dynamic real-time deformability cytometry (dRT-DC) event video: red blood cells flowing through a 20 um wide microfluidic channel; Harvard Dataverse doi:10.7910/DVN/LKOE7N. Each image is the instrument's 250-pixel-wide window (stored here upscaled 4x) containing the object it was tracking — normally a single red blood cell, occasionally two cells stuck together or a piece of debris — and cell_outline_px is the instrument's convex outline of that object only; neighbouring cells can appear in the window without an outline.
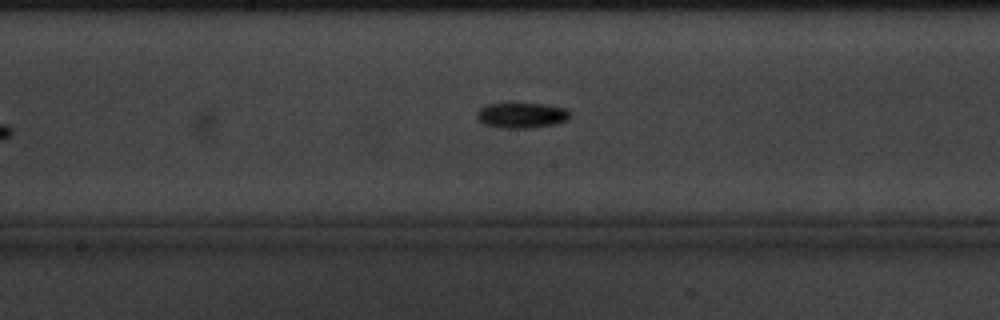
{"species": "common noctule bat (a hibernating species)", "species_latin": "Nyctalus noctula", "temperature_condition": "cold", "stored_images_in_passage": 10, "camera_frame_rate_fps": 3000, "um_per_image_px": 0.085, "animal": {"sex": "male", "body_mass_g": 20.1, "forearm_length_mm": 53.5}, "frame": {"image": 1, "passage_image": 10, "time_ms": 10.333, "image_size_px": [1000, 320], "cell_outline_px": [[568, 120], [556, 124], [528, 128], [504, 128], [484, 124], [476, 116], [476, 112], [480, 108], [488, 104], [544, 104], [564, 108], [568, 112]], "centroid_in_image_um": [44.32, 9.81], "position_along_channel_um": 203.9, "area_um2": 13.53}}